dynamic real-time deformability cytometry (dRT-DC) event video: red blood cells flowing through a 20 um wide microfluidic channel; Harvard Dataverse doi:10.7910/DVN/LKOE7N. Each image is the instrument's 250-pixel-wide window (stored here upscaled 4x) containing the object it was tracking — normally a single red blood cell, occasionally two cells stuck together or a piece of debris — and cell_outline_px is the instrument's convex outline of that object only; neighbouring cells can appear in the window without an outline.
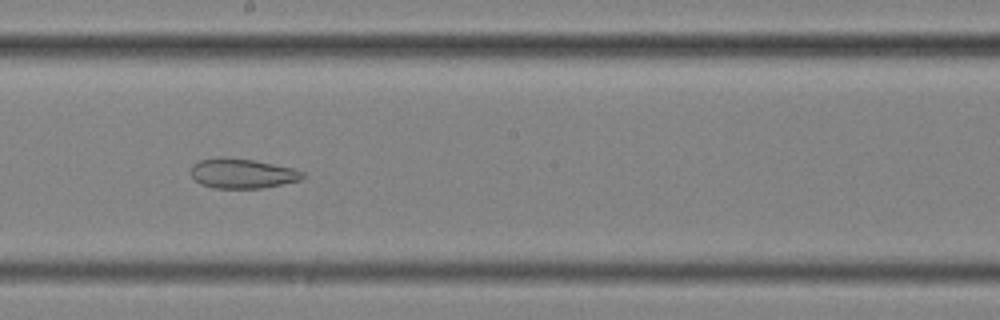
{"species": "common noctule bat (a hibernating species)", "species_latin": "Nyctalus noctula", "temperature_condition": "cold", "stored_images_in_passage": 56, "camera_frame_rate_fps": 3000, "um_per_image_px": 0.085, "animal": {"sex": "female", "body_mass_g": 25.1}, "frame": {"image": 1, "passage_image": 32, "time_ms": 10.333, "image_size_px": [1000, 320], "cell_outline_px": [[308, 176], [300, 180], [260, 188], [216, 188], [200, 184], [192, 176], [192, 164], [200, 160], [252, 160], [292, 168], [304, 172]], "centroid_in_image_um": [20.65, 14.79], "position_along_channel_um": 227.5, "area_um2": 18.5}}
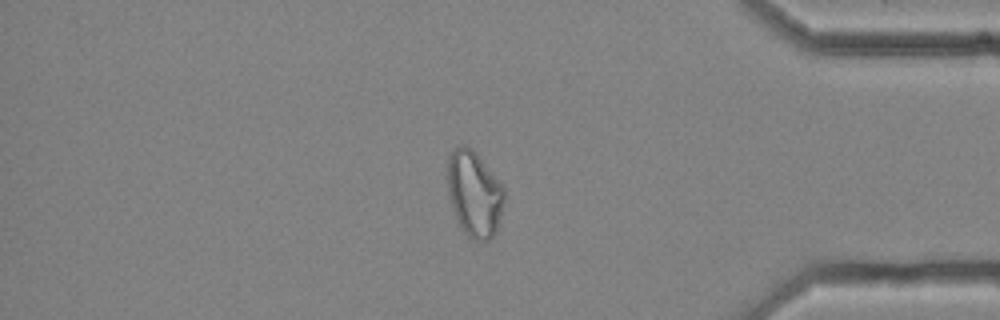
{"frame": {"image": 2, "passage_image": 48, "time_ms": 15.667, "image_size_px": [1000, 320], "cell_outline_px": [[504, 204], [496, 232], [488, 240], [476, 240], [468, 236], [464, 232], [452, 208], [448, 192], [448, 156], [460, 144], [468, 144], [476, 152], [504, 188]], "centroid_in_image_um": [40.32, 16.45], "position_along_channel_um": 394.9, "area_um2": 28.15}, "authors_computed_cell_mechanics": {"area_um2": 28.9289, "velocity_mm_per_s": 3.579, "shape_relaxation_time_tau1_ms": null, "shape_relaxation_time_tau2_ms": 3.5035, "deformation_change_tau1": null, "deformation_change_tau2": 0.0956}}